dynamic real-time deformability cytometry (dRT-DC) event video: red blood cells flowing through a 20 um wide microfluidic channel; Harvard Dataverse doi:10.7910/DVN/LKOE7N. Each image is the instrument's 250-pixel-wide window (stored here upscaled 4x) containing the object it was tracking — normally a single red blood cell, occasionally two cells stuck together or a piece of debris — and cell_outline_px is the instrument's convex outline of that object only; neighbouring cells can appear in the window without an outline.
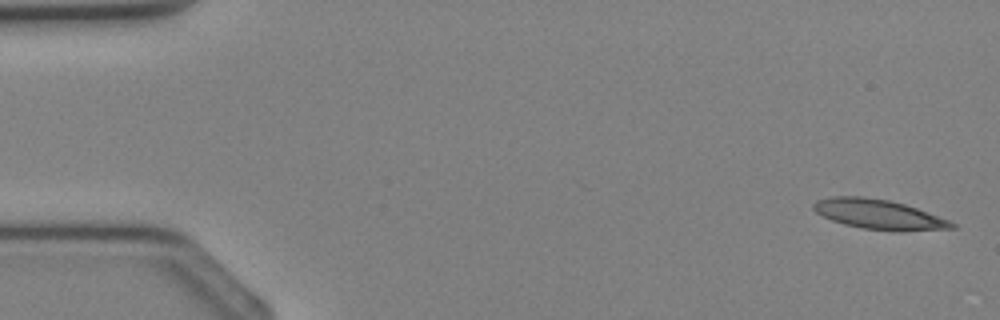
{"species": "Egyptian fruit bat (a non-hibernating species)", "species_latin": "Rousettus aegyptiacus", "temperature_condition": "cold", "stored_images_in_passage": 36, "camera_frame_rate_fps": 3000, "um_per_image_px": 0.085, "animal": {"sex": "female"}, "frame": {"image": 1, "passage_image": 1, "time_ms": 0.0, "image_size_px": [1000, 320], "cell_outline_px": [[956, 228], [864, 228], [844, 224], [832, 220], [816, 212], [812, 208], [812, 204], [816, 200], [832, 196], [864, 196], [888, 200], [904, 204], [916, 208], [948, 220], [956, 224]], "centroid_in_image_um": [74.54, 18.14], "position_along_channel_um": 10.5, "area_um2": 22.6}}
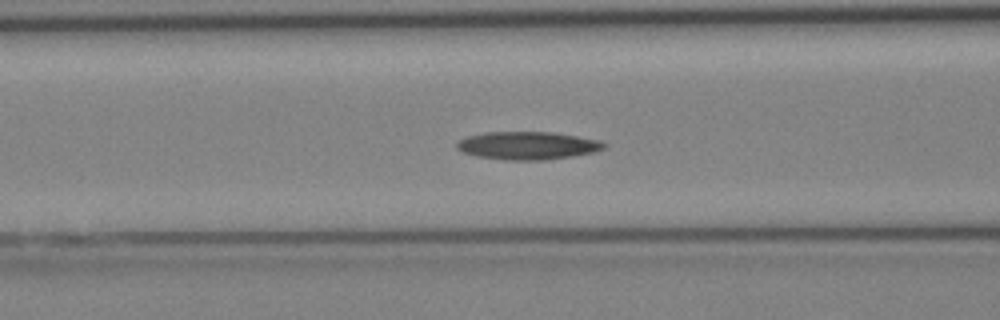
{"frame": {"image": 2, "passage_image": 14, "time_ms": 4.333, "image_size_px": [1000, 320], "cell_outline_px": [[608, 144], [604, 148], [596, 152], [572, 156], [544, 160], [504, 160], [476, 156], [464, 152], [456, 148], [456, 144], [460, 140], [468, 136], [484, 132], [552, 132], [600, 140]], "centroid_in_image_um": [44.87, 12.37], "position_along_channel_um": 121.7, "area_um2": 23.99}}
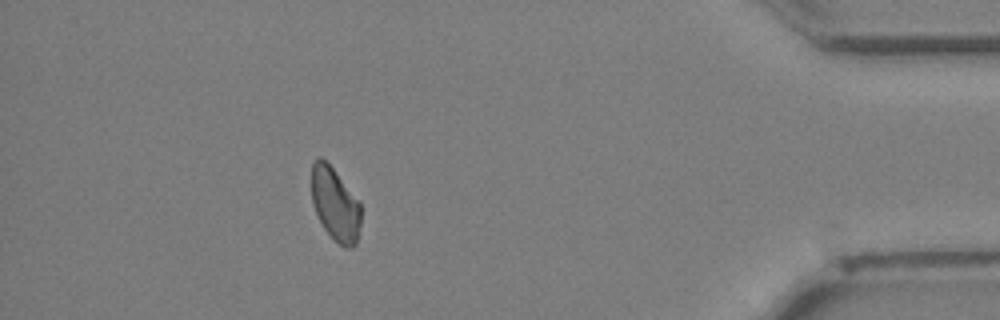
{"frame": {"image": 3, "passage_image": 32, "time_ms": 10.333, "image_size_px": [1000, 320], "cell_outline_px": [[360, 224], [356, 244], [352, 248], [344, 248], [332, 240], [324, 228], [312, 204], [312, 164], [320, 156], [332, 168], [360, 200]], "centroid_in_image_um": [28.5, 17.41], "position_along_channel_um": 406.7, "area_um2": 21.1}}